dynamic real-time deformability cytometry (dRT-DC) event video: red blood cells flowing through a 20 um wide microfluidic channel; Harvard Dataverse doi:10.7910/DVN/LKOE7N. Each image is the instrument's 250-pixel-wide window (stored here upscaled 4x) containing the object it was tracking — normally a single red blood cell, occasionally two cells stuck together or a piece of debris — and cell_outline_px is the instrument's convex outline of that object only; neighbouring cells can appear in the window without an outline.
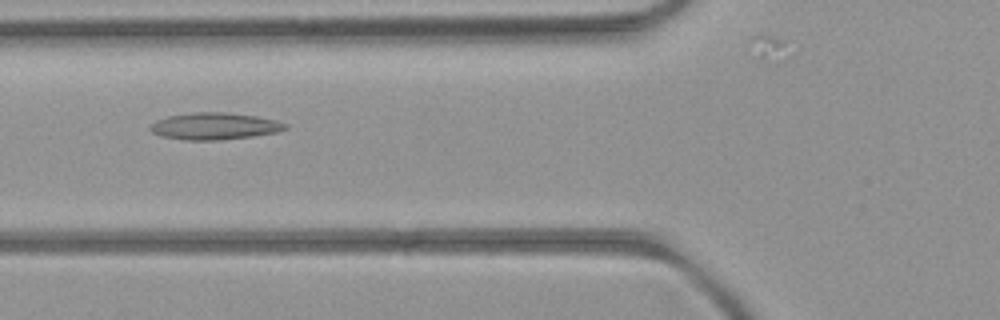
{"species": "common noctule bat (a hibernating species)", "species_latin": "Nyctalus noctula", "temperature_condition": "room temperature", "stored_images_in_passage": 41, "camera_frame_rate_fps": 3000, "um_per_image_px": 0.085, "animal": {"sex": "female", "body_mass_g": 21.9}, "frame": {"image": 1, "passage_image": 15, "time_ms": 4.667, "image_size_px": [1000, 320], "cell_outline_px": [[288, 128], [276, 132], [252, 136], [220, 140], [184, 140], [160, 136], [152, 132], [148, 128], [156, 120], [168, 116], [192, 112], [224, 112], [256, 116], [276, 120], [288, 124]], "centroid_in_image_um": [18.22, 10.72], "position_along_channel_um": 107.6, "area_um2": 21.21}}
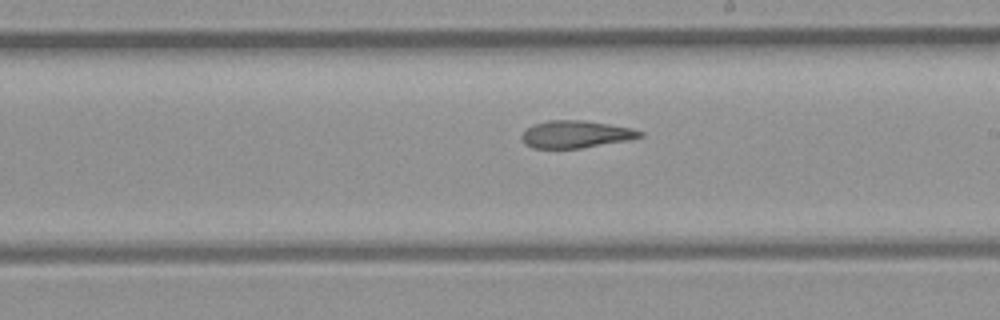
{"frame": {"image": 2, "passage_image": 25, "time_ms": 8.0, "image_size_px": [1000, 320], "cell_outline_px": [[644, 136], [628, 140], [580, 148], [532, 148], [524, 144], [520, 136], [532, 124], [548, 120], [584, 120], [632, 128], [644, 132]], "centroid_in_image_um": [48.93, 11.41], "position_along_channel_um": 240.1, "area_um2": 18.84}}
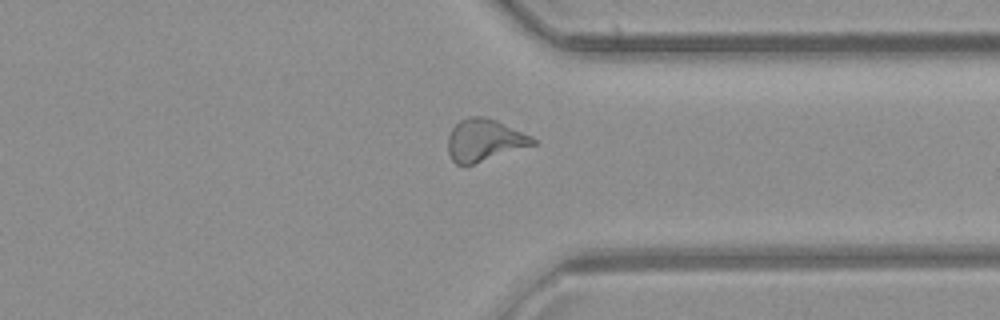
{"frame": {"image": 3, "passage_image": 35, "time_ms": 11.333, "image_size_px": [1000, 320], "cell_outline_px": [[536, 144], [472, 164], [456, 164], [452, 160], [448, 152], [448, 136], [452, 128], [460, 120], [468, 116], [484, 116], [496, 120], [532, 136], [536, 140]], "centroid_in_image_um": [41.16, 11.89], "position_along_channel_um": 370.2, "area_um2": 20.63}}